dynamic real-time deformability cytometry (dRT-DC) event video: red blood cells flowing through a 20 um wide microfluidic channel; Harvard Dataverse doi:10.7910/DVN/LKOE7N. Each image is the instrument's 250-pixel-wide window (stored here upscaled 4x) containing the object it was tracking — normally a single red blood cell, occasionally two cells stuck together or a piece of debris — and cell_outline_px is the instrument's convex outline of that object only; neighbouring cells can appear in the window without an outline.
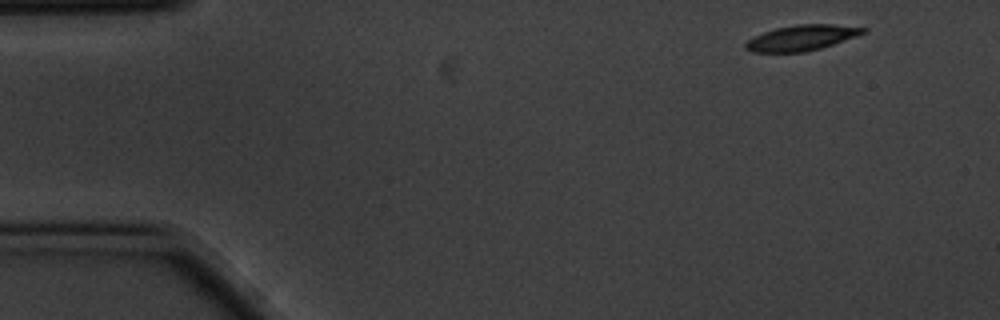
{"species": "common noctule bat (a hibernating species)", "species_latin": "Nyctalus noctula", "temperature_condition": "cold", "stored_images_in_passage": 7, "camera_frame_rate_fps": 3000, "um_per_image_px": 0.085, "animal": {"sex": "male", "body_mass_g": 20.1, "forearm_length_mm": 53.5}, "frame": {"image": 1, "passage_image": 1, "time_ms": 0.0, "image_size_px": [1000, 320], "cell_outline_px": [[868, 32], [820, 48], [804, 52], [752, 52], [744, 48], [744, 44], [752, 36], [776, 28], [796, 24], [832, 24], [868, 28]], "centroid_in_image_um": [68.12, 3.21], "position_along_channel_um": 16.9, "area_um2": 17.46}}